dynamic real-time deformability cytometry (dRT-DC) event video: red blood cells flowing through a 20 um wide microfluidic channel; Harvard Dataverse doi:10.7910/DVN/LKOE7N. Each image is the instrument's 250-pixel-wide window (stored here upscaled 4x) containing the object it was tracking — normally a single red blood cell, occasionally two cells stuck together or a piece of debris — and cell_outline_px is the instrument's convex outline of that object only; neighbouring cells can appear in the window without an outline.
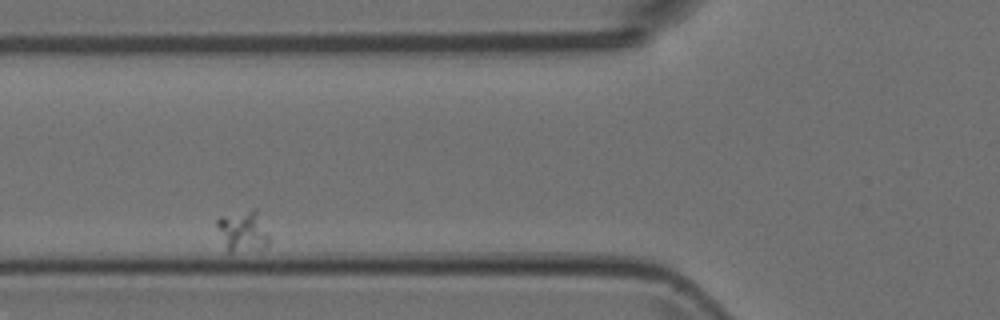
{"species": "Egyptian fruit bat (a non-hibernating species)", "species_latin": "Rousettus aegyptiacus", "temperature_condition": "room temperature", "stored_images_in_passage": 7, "camera_frame_rate_fps": 3000, "um_per_image_px": 0.085, "animal": {"sex": "female"}, "frame": {"image": 1, "passage_image": 2, "time_ms": 0.333, "image_size_px": [1000, 320], "cell_outline_px": [[268, 244], [264, 248], [228, 252], [216, 224], [216, 220], [220, 216], [256, 208], [268, 232]], "centroid_in_image_um": [20.65, 19.62], "position_along_channel_um": 105.1, "area_um2": 12.25}}
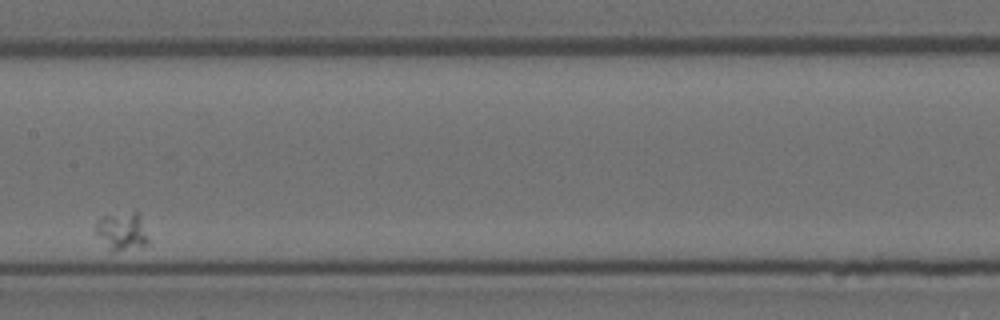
{"frame": {"image": 2, "passage_image": 5, "time_ms": 1.333, "image_size_px": [1000, 320], "cell_outline_px": [[148, 240], [144, 244], [112, 252], [108, 252], [96, 232], [96, 220], [104, 216], [132, 212], [140, 212]], "centroid_in_image_um": [10.33, 19.65], "position_along_channel_um": 197.1, "area_um2": 11.39}}
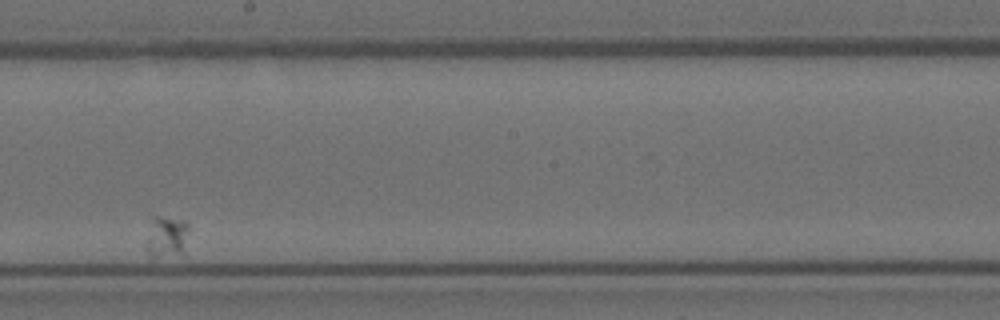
{"frame": {"image": 3, "passage_image": 6, "time_ms": 1.667, "image_size_px": [1000, 320], "cell_outline_px": [[188, 228], [184, 252], [156, 256], [152, 256], [148, 252], [144, 244], [152, 216], [160, 216], [184, 220], [188, 224]], "centroid_in_image_um": [14.12, 20.07], "position_along_channel_um": 234.1, "area_um2": 10.23}}